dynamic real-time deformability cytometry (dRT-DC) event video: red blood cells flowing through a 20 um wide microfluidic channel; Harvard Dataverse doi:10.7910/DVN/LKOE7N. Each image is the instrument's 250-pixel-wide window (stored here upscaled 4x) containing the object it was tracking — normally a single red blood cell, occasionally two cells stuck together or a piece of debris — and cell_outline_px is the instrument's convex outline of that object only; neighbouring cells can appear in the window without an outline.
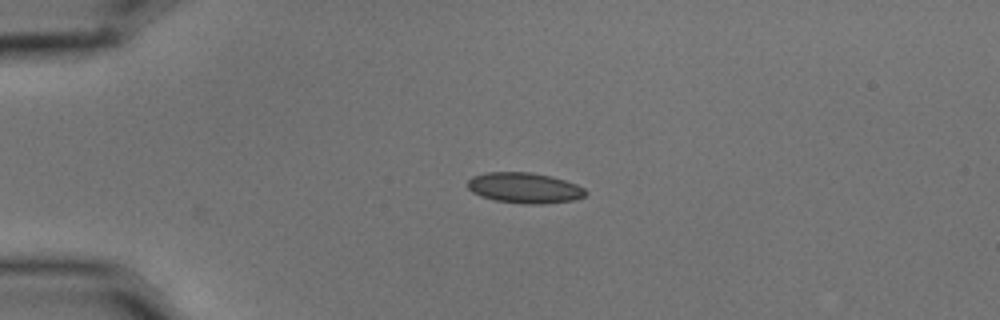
{"species": "common noctule bat (a hibernating species)", "species_latin": "Nyctalus noctula", "temperature_condition": "cold", "stored_images_in_passage": 2, "camera_frame_rate_fps": 3000, "um_per_image_px": 0.085, "animal": {"sex": "male", "body_mass_g": 15.6}, "frame": {"image": 1, "passage_image": 1, "time_ms": 0.0, "image_size_px": [1000, 320], "cell_outline_px": [[588, 192], [584, 196], [576, 200], [544, 204], [524, 204], [496, 200], [480, 196], [472, 192], [468, 188], [468, 180], [472, 176], [484, 172], [532, 172], [552, 176], [576, 184], [584, 188]], "centroid_in_image_um": [44.59, 15.97], "position_along_channel_um": 40.4, "area_um2": 21.21}}